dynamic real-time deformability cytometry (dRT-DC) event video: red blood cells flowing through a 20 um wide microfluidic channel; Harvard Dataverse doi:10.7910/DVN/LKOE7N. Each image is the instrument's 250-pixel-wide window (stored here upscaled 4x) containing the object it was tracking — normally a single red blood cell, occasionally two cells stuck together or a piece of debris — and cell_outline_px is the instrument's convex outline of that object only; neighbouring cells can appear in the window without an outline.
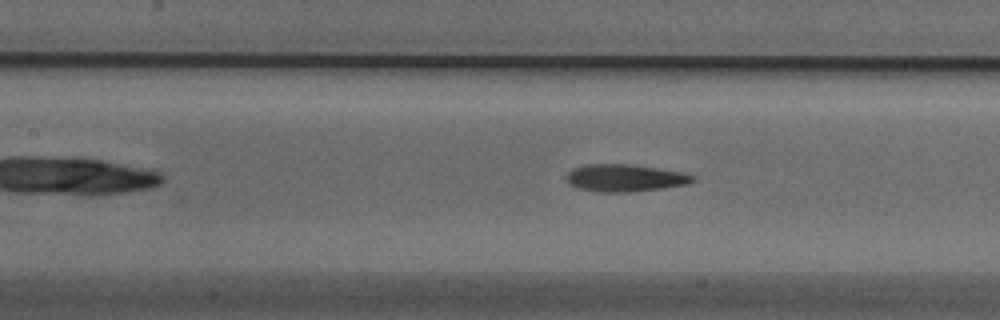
{"species": "Egyptian fruit bat (a non-hibernating species)", "species_latin": "Rousettus aegyptiacus", "temperature_condition": "cold", "stored_images_in_passage": 33, "camera_frame_rate_fps": 3000, "um_per_image_px": 0.085, "animal": {"sex": "male"}, "frame": {"image": 1, "passage_image": 14, "time_ms": 4.333, "image_size_px": [1000, 320], "cell_outline_px": [[696, 180], [684, 184], [660, 188], [632, 192], [600, 192], [576, 188], [568, 184], [568, 172], [572, 168], [588, 164], [632, 164], [680, 172], [696, 176]], "centroid_in_image_um": [53.08, 15.12], "position_along_channel_um": 154.3, "area_um2": 19.94}}
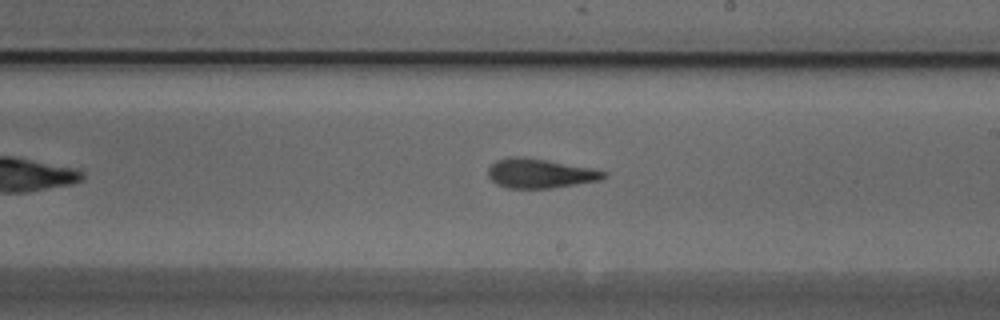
{"frame": {"image": 2, "passage_image": 21, "time_ms": 6.667, "image_size_px": [1000, 320], "cell_outline_px": [[608, 176], [600, 180], [552, 188], [508, 188], [496, 184], [488, 176], [488, 168], [496, 160], [508, 156], [524, 156], [548, 160], [608, 172]], "centroid_in_image_um": [45.87, 14.73], "position_along_channel_um": 243.1, "area_um2": 19.83}}
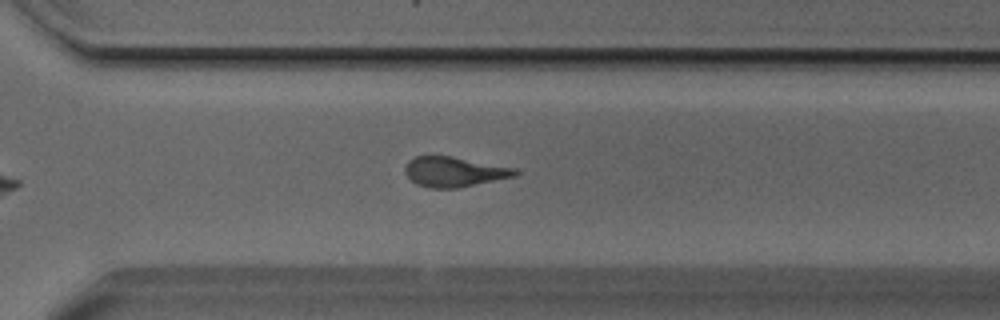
{"frame": {"image": 3, "passage_image": 28, "time_ms": 9.0, "image_size_px": [1000, 320], "cell_outline_px": [[520, 172], [516, 176], [460, 188], [428, 188], [416, 184], [404, 172], [404, 168], [408, 160], [416, 156], [452, 156], [516, 168]], "centroid_in_image_um": [38.62, 14.61], "position_along_channel_um": 332.0, "area_um2": 19.42}}